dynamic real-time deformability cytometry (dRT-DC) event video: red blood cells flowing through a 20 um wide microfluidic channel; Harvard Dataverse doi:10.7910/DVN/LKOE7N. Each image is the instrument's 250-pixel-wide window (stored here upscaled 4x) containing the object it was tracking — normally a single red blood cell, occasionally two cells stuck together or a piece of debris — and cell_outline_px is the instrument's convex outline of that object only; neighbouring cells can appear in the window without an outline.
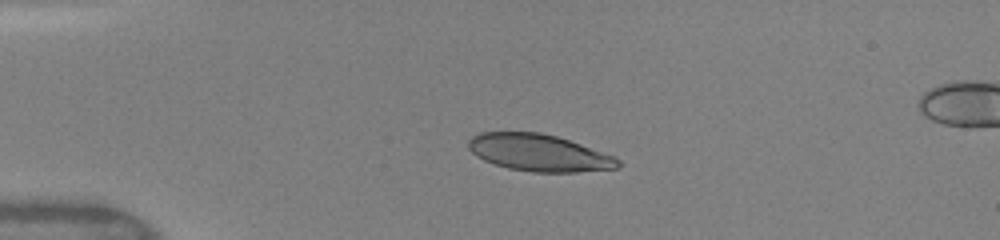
{"species": "human", "species_latin": "Homo sapiens", "temperature_condition": "warm", "stored_images_in_passage": 38, "camera_frame_rate_fps": 3000, "um_per_image_px": 0.085, "donor": {"sex": "female"}, "frame": {"image": 1, "passage_image": 1, "time_ms": 0.0, "image_size_px": [1000, 240], "cell_outline_px": [[620, 168], [576, 172], [532, 172], [508, 168], [484, 160], [476, 156], [468, 148], [468, 140], [472, 136], [480, 132], [540, 132], [556, 136], [616, 156], [620, 160]], "centroid_in_image_um": [45.82, 12.98], "position_along_channel_um": 39.2, "area_um2": 32.25}}
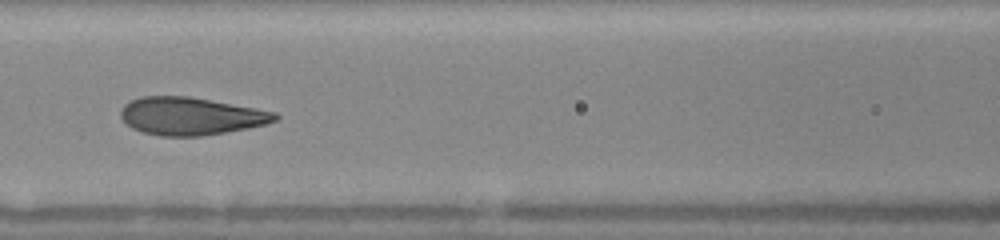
{"frame": {"image": 2, "passage_image": 12, "time_ms": 3.667, "image_size_px": [1000, 240], "cell_outline_px": [[280, 116], [276, 120], [264, 124], [248, 128], [200, 136], [160, 136], [144, 132], [132, 128], [120, 116], [120, 108], [124, 104], [140, 96], [188, 96], [256, 108], [276, 112]], "centroid_in_image_um": [16.2, 9.86], "position_along_channel_um": 150.4, "area_um2": 33.76}}
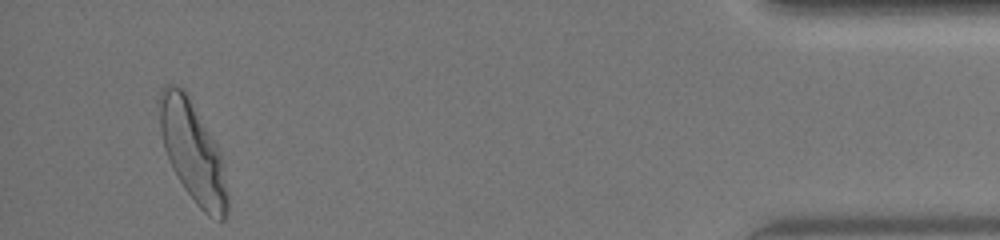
{"frame": {"image": 3, "passage_image": 36, "time_ms": 11.667, "image_size_px": [1000, 240], "cell_outline_px": [[228, 212], [224, 220], [220, 220], [208, 216], [196, 204], [184, 188], [172, 168], [164, 148], [160, 128], [156, 104], [156, 100], [164, 84], [176, 84], [184, 88], [188, 92], [216, 144], [220, 152], [224, 164], [228, 192]], "centroid_in_image_um": [16.37, 12.84], "position_along_channel_um": 418.8, "area_um2": 40.58}, "authors_computed_cell_mechanics": {"area_um2": 34.3332, "velocity_mm_per_s": 4.133, "shape_relaxation_time_tau1_ms": 2.9456, "shape_relaxation_time_tau2_ms": null, "deformation_change_tau1": 0.182, "deformation_change_tau2": null}}